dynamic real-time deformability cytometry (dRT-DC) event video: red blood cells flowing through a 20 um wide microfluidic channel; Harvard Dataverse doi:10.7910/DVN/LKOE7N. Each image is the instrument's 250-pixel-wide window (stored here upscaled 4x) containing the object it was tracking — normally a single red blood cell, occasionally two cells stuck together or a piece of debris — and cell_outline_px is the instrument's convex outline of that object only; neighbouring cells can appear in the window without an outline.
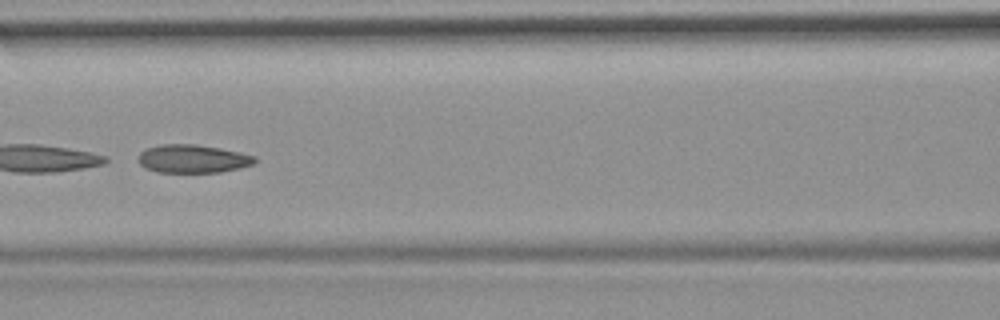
{"species": "common noctule bat (a hibernating species)", "species_latin": "Nyctalus noctula", "temperature_condition": "room temperature", "stored_images_in_passage": 41, "camera_frame_rate_fps": 3000, "um_per_image_px": 0.085, "animal": {"sex": "female", "body_mass_g": 19.9}, "frame": {"image": 1, "passage_image": 12, "time_ms": 3.667, "image_size_px": [1000, 320], "cell_outline_px": [[256, 164], [240, 168], [220, 172], [156, 172], [144, 168], [136, 160], [136, 156], [144, 148], [160, 144], [196, 144], [220, 148], [240, 152], [256, 156]], "centroid_in_image_um": [16.34, 13.49], "position_along_channel_um": 150.3, "area_um2": 19.59}, "authors_computed_cell_mechanics": {"area_um2": 20.1144, "velocity_mm_per_s": 3.7284, "shape_relaxation_time_tau1_ms": null, "shape_relaxation_time_tau2_ms": 2.0544, "deformation_change_tau1": null, "deformation_change_tau2": 0.0739}}